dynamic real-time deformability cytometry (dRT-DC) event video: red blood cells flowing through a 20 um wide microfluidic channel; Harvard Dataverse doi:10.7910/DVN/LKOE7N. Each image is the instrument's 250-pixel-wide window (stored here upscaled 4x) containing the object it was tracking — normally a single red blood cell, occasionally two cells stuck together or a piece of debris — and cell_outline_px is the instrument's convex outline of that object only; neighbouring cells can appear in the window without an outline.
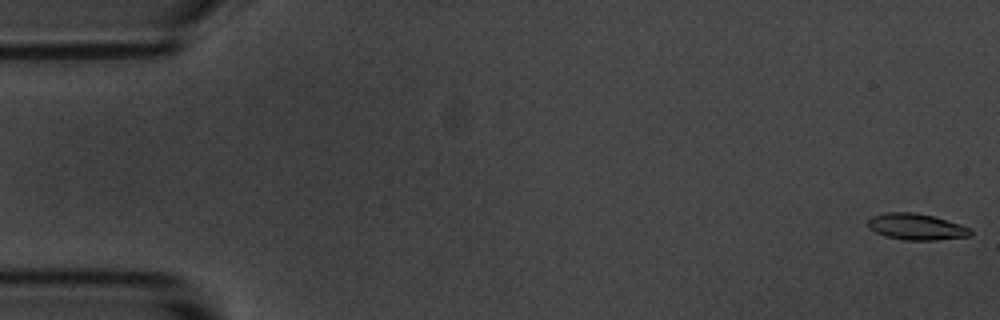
{"species": "common noctule bat (a hibernating species)", "species_latin": "Nyctalus noctula", "temperature_condition": "room temperature", "stored_images_in_passage": 5, "camera_frame_rate_fps": 3000, "um_per_image_px": 0.085, "animal": {"sex": "male", "body_mass_g": 20.1, "forearm_length_mm": 53.5}, "frame": {"image": 1, "passage_image": 1, "time_ms": 0.0, "image_size_px": [1000, 320], "cell_outline_px": [[972, 236], [936, 240], [904, 240], [884, 236], [868, 228], [868, 220], [872, 216], [884, 212], [912, 212], [932, 216], [972, 228]], "centroid_in_image_um": [77.88, 19.28], "position_along_channel_um": 7.1, "area_um2": 15.78}}
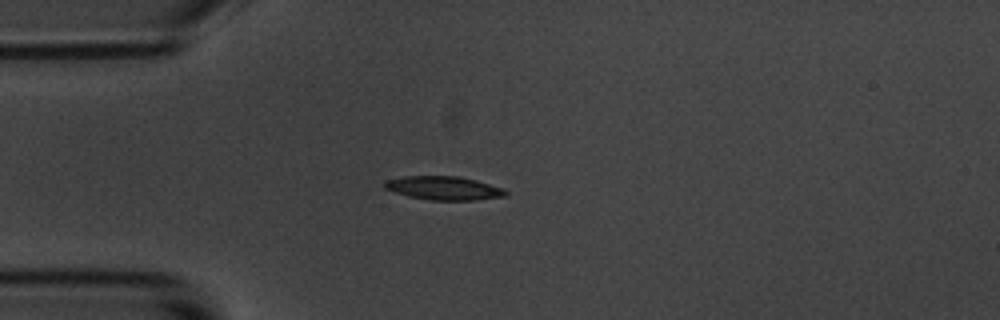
{"frame": {"image": 2, "passage_image": 5, "time_ms": 4.667, "image_size_px": [1000, 320], "cell_outline_px": [[508, 196], [476, 200], [432, 200], [408, 196], [384, 188], [384, 180], [404, 176], [460, 176], [476, 180], [504, 188], [508, 192]], "centroid_in_image_um": [37.76, 15.98], "position_along_channel_um": 47.2, "area_um2": 16.76}}